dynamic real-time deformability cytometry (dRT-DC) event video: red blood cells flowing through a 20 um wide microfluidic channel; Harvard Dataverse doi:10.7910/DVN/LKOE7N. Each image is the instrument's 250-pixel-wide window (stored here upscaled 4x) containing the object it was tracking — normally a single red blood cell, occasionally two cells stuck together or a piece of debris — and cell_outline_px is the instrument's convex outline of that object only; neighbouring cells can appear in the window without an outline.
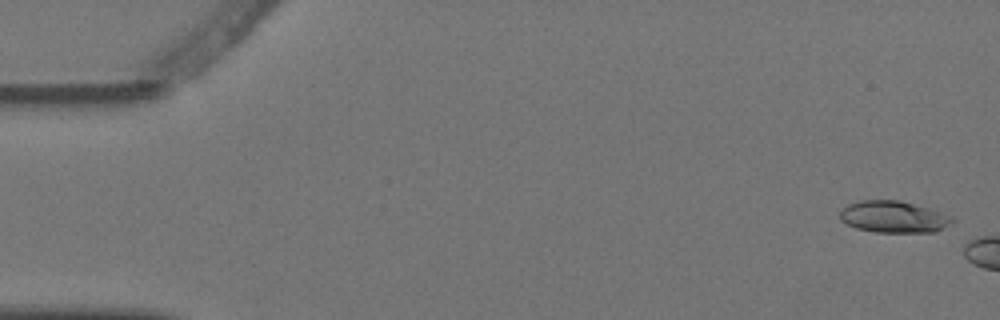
{"species": "Egyptian fruit bat (a non-hibernating species)", "species_latin": "Rousettus aegyptiacus", "temperature_condition": "warm", "stored_images_in_passage": 3, "camera_frame_rate_fps": 3000, "um_per_image_px": 0.085, "animal": {"sex": "female"}, "frame": {"image": 1, "passage_image": 1, "time_ms": 0.0, "image_size_px": [1000, 320], "cell_outline_px": [[956, 220], [936, 232], [876, 232], [856, 228], [840, 220], [840, 212], [848, 204], [860, 200], [900, 200], [928, 208], [940, 212]], "centroid_in_image_um": [75.94, 18.43], "position_along_channel_um": 9.1, "area_um2": 20.58}}